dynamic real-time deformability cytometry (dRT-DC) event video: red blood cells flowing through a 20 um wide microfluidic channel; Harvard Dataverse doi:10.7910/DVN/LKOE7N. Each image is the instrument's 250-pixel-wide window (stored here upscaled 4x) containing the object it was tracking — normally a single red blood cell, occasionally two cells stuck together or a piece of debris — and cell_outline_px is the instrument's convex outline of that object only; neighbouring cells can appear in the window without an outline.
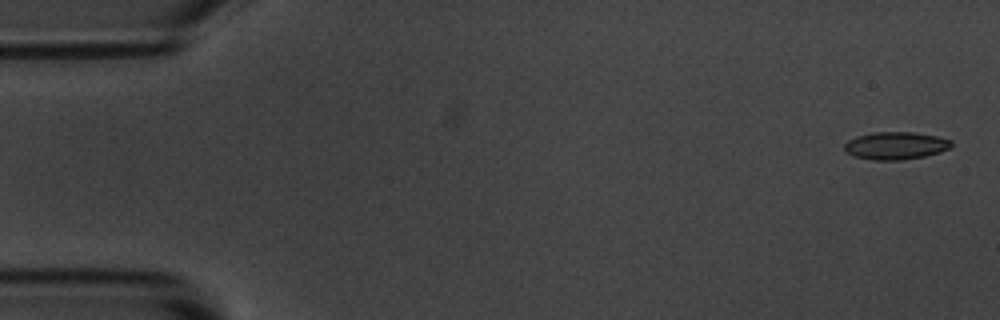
{"species": "common noctule bat (a hibernating species)", "species_latin": "Nyctalus noctula", "temperature_condition": "room temperature", "stored_images_in_passage": 5, "camera_frame_rate_fps": 3000, "um_per_image_px": 0.085, "animal": {"sex": "male", "body_mass_g": 20.1, "forearm_length_mm": 53.5}, "frame": {"image": 1, "passage_image": 1, "time_ms": 0.0, "image_size_px": [1000, 320], "cell_outline_px": [[952, 144], [948, 148], [940, 152], [924, 156], [900, 160], [872, 160], [852, 156], [844, 148], [844, 144], [848, 140], [856, 136], [872, 132], [912, 132], [936, 136], [952, 140]], "centroid_in_image_um": [76.1, 12.38], "position_along_channel_um": 8.9, "area_um2": 17.17}}
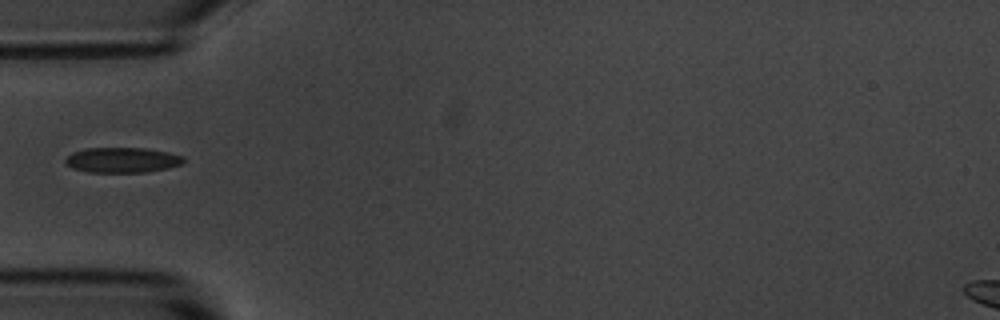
{"frame": {"image": 2, "passage_image": 5, "time_ms": 5.333, "image_size_px": [1000, 320], "cell_outline_px": [[184, 164], [168, 168], [144, 172], [88, 172], [72, 168], [64, 160], [72, 152], [84, 148], [144, 148], [168, 152], [184, 156]], "centroid_in_image_um": [10.41, 13.6], "position_along_channel_um": 74.6, "area_um2": 17.4}}